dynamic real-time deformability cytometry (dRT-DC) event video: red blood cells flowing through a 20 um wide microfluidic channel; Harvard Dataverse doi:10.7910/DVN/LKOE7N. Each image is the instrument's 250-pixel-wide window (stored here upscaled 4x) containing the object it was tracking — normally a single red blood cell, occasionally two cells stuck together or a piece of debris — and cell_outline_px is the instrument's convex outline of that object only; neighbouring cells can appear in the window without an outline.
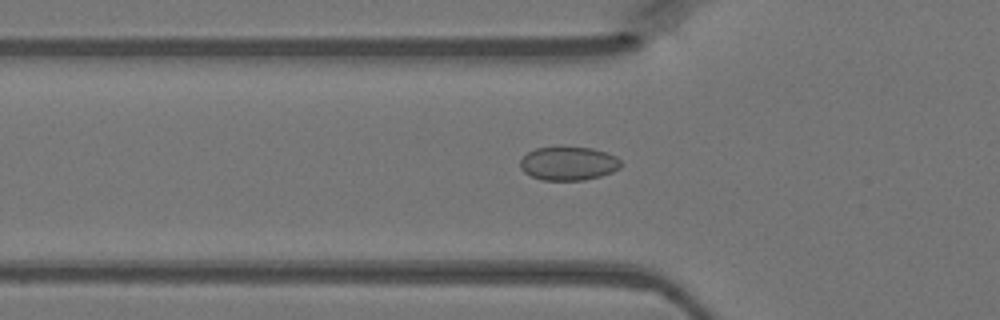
{"species": "Egyptian fruit bat (a non-hibernating species)", "species_latin": "Rousettus aegyptiacus", "temperature_condition": "warm", "stored_images_in_passage": 37, "camera_frame_rate_fps": 3000, "um_per_image_px": 0.085, "animal": {"sex": "female"}, "frame": {"image": 1, "passage_image": 6, "time_ms": 1.667, "image_size_px": [1000, 320], "cell_outline_px": [[620, 168], [612, 172], [600, 176], [584, 180], [544, 180], [532, 176], [524, 172], [520, 168], [520, 160], [528, 152], [536, 148], [560, 144], [592, 148], [616, 156], [620, 160]], "centroid_in_image_um": [48.29, 13.85], "position_along_channel_um": 77.5, "area_um2": 20.23}}
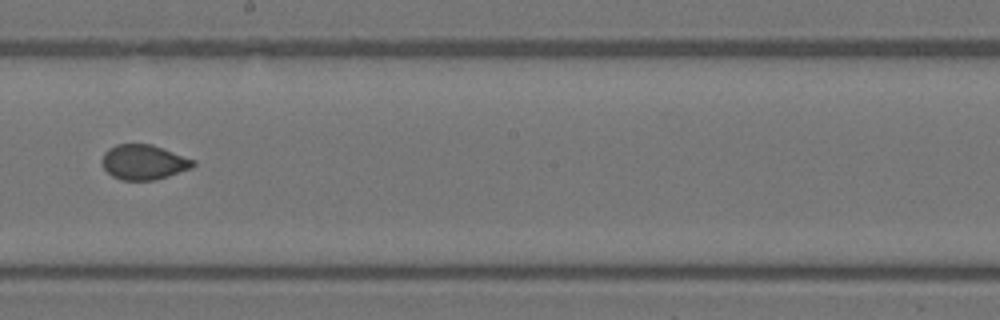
{"frame": {"image": 2, "passage_image": 17, "time_ms": 5.333, "image_size_px": [1000, 320], "cell_outline_px": [[196, 164], [192, 168], [156, 180], [120, 180], [112, 176], [104, 168], [100, 160], [104, 152], [108, 148], [116, 144], [152, 144], [196, 160]], "centroid_in_image_um": [12.21, 13.78], "position_along_channel_um": 236.0, "area_um2": 18.79}}
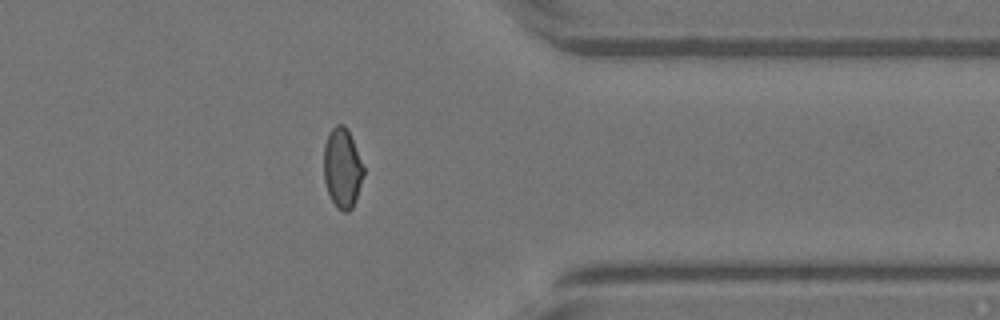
{"frame": {"image": 3, "passage_image": 28, "time_ms": 9.0, "image_size_px": [1000, 320], "cell_outline_px": [[364, 172], [356, 200], [352, 208], [348, 212], [344, 212], [336, 208], [328, 192], [324, 180], [324, 144], [332, 128], [336, 124], [344, 124], [348, 128], [364, 168]], "centroid_in_image_um": [29.09, 14.29], "position_along_channel_um": 382.3, "area_um2": 18.5}}